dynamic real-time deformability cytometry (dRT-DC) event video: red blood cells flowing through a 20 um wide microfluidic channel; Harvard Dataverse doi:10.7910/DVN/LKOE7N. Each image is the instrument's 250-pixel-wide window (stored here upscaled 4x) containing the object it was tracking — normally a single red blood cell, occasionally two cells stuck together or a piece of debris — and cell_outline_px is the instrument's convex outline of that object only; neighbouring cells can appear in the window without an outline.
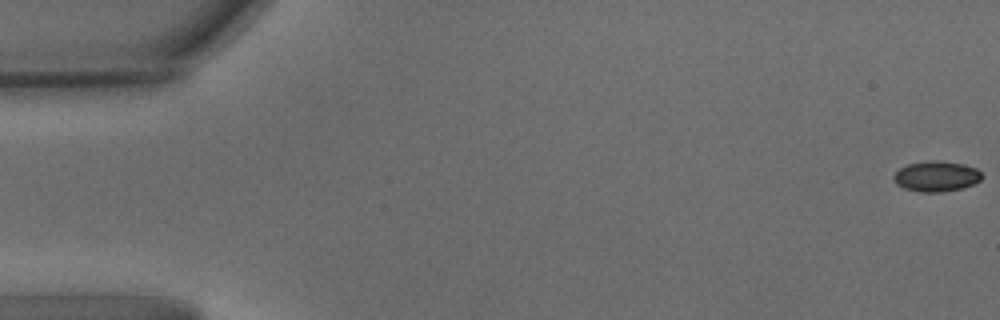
{"species": "common noctule bat (a hibernating species)", "species_latin": "Nyctalus noctula", "temperature_condition": "warm", "stored_images_in_passage": 62, "camera_frame_rate_fps": 3000, "um_per_image_px": 0.085, "animal": {"sex": "male", "body_mass_g": 15.6}, "frame": {"image": 1, "passage_image": 1, "time_ms": 0.0, "image_size_px": [1000, 320], "cell_outline_px": [[984, 176], [980, 180], [964, 188], [940, 192], [920, 192], [904, 188], [896, 184], [892, 176], [900, 168], [908, 164], [928, 160], [936, 160], [964, 164], [976, 168]], "centroid_in_image_um": [79.59, 14.98], "position_along_channel_um": 5.4, "area_um2": 15.72}}
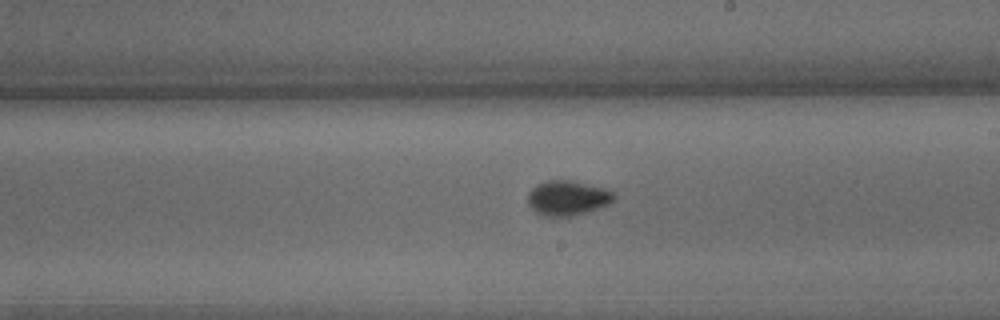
{"frame": {"image": 2, "passage_image": 36, "time_ms": 11.667, "image_size_px": [1000, 320], "cell_outline_px": [[616, 200], [600, 208], [572, 216], [544, 216], [536, 212], [528, 204], [528, 192], [536, 184], [548, 180], [568, 180], [604, 188], [612, 192], [616, 196]], "centroid_in_image_um": [48.24, 16.83], "position_along_channel_um": 240.8, "area_um2": 17.46}}
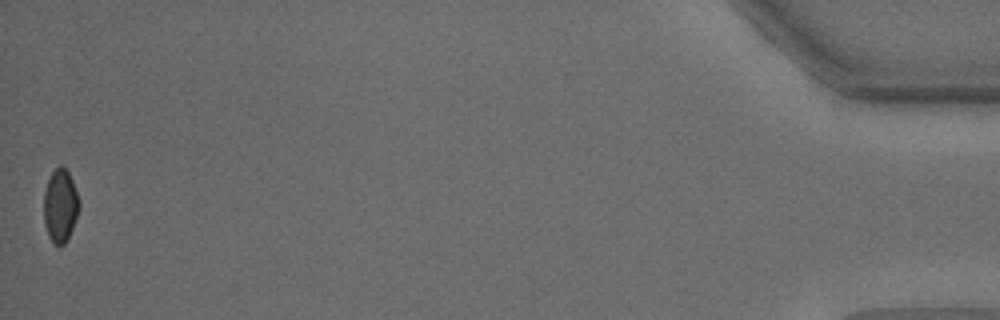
{"frame": {"image": 3, "passage_image": 62, "time_ms": 20.333, "image_size_px": [1000, 320], "cell_outline_px": [[80, 208], [72, 228], [64, 244], [60, 248], [52, 244], [48, 236], [44, 224], [44, 192], [48, 180], [52, 172], [60, 164], [68, 172], [72, 180], [80, 200]], "centroid_in_image_um": [5.12, 17.52], "position_along_channel_um": 430.1, "area_um2": 15.2}, "authors_computed_cell_mechanics": {"area_um2": 15.9528, "velocity_mm_per_s": 3.2981, "shape_relaxation_time_tau1_ms": 3.4598, "shape_relaxation_time_tau2_ms": 0.8383, "deformation_change_tau1": 0.0922, "deformation_change_tau2": 0.0523}}